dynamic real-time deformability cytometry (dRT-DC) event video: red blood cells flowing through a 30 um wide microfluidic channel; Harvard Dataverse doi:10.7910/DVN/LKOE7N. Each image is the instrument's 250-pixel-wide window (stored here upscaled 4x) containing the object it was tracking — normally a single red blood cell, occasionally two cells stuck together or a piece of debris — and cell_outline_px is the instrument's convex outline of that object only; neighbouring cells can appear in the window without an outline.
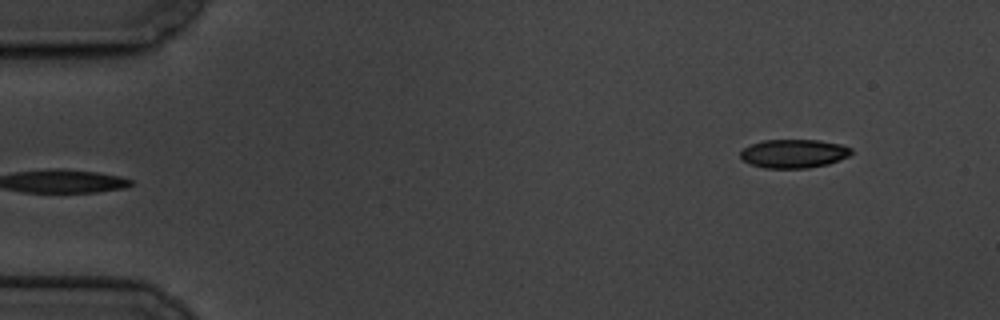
{"species": "common noctule bat (a hibernating species)", "species_latin": "Nyctalus noctula", "temperature_condition": "cold", "stored_images_in_passage": 6, "segment_of_instrument_passage": [2, 2], "camera_frame_rate_fps": 3000, "um_per_image_px": 0.085, "animal": {"sex": "male", "body_mass_g": 19.5, "forearm_length_mm": 54.6}, "frame": {"image": 1, "passage_image": 6, "time_ms": 5.667, "image_size_px": [1000, 320], "cell_outline_px": [[852, 152], [848, 156], [828, 164], [808, 168], [764, 168], [752, 164], [744, 160], [740, 156], [740, 152], [744, 148], [752, 144], [764, 140], [820, 140], [840, 144], [852, 148]], "centroid_in_image_um": [67.48, 13.05], "position_along_channel_um": 17.5, "area_um2": 18.38}}